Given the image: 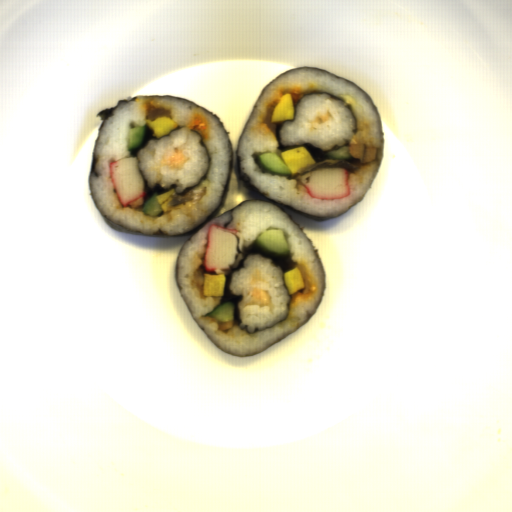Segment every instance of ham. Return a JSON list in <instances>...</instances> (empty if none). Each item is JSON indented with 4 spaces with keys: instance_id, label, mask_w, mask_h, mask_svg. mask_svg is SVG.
Segmentation results:
<instances>
[{
    "instance_id": "obj_1",
    "label": "ham",
    "mask_w": 512,
    "mask_h": 512,
    "mask_svg": "<svg viewBox=\"0 0 512 512\" xmlns=\"http://www.w3.org/2000/svg\"><path fill=\"white\" fill-rule=\"evenodd\" d=\"M347 147L351 158H357L360 164L373 162L377 158V147H368L365 143L349 144Z\"/></svg>"
}]
</instances>
